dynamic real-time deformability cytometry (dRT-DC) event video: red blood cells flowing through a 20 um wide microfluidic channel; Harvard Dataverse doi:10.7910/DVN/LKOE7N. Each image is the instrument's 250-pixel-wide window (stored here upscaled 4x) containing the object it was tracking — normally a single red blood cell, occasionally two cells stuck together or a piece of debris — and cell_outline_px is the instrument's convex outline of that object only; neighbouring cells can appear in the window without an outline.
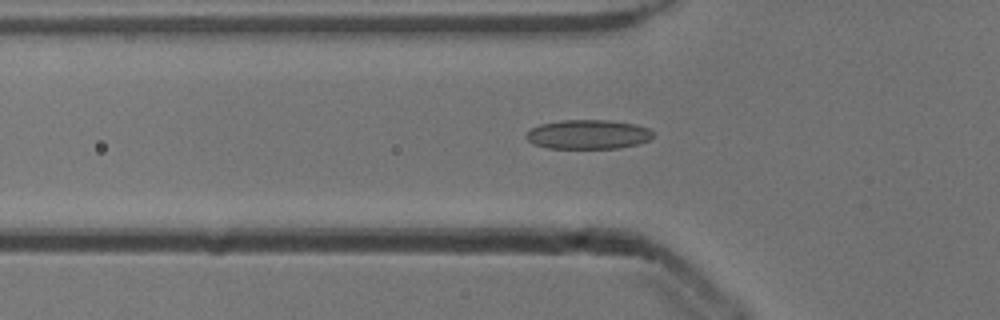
{"species": "common noctule bat (a hibernating species)", "species_latin": "Nyctalus noctula", "temperature_condition": "cold", "stored_images_in_passage": 24, "camera_frame_rate_fps": 3000, "um_per_image_px": 0.085, "animal": {"sex": "male", "body_mass_g": 13.3}, "frame": {"image": 1, "passage_image": 2, "time_ms": 0.333, "image_size_px": [1000, 320], "cell_outline_px": [[652, 136], [648, 140], [636, 144], [616, 148], [548, 148], [532, 144], [524, 136], [532, 128], [540, 124], [560, 120], [612, 120], [636, 124], [648, 128], [652, 132]], "centroid_in_image_um": [49.95, 11.41], "position_along_channel_um": 75.8, "area_um2": 21.62}}
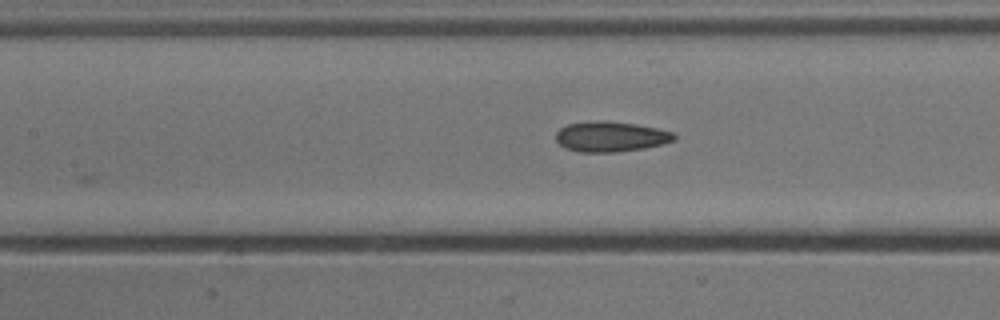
{"frame": {"image": 2, "passage_image": 8, "time_ms": 2.333, "image_size_px": [1000, 320], "cell_outline_px": [[676, 140], [644, 148], [616, 152], [580, 152], [568, 148], [560, 144], [556, 140], [556, 132], [560, 128], [568, 124], [600, 120], [608, 120], [636, 124], [656, 128], [672, 132], [676, 136]], "centroid_in_image_um": [51.91, 11.6], "position_along_channel_um": 155.5, "area_um2": 20.75}}
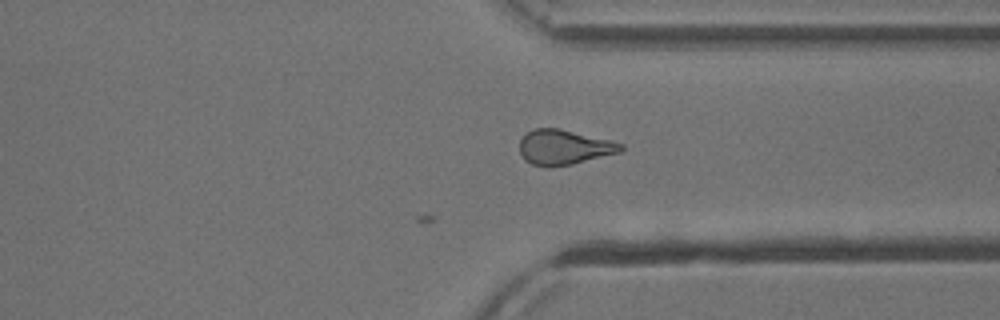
{"frame": {"image": 3, "passage_image": 24, "time_ms": 7.667, "image_size_px": [1000, 320], "cell_outline_px": [[624, 148], [620, 152], [572, 164], [548, 168], [532, 164], [524, 160], [520, 152], [520, 140], [532, 128], [556, 128], [608, 140], [624, 144]], "centroid_in_image_um": [47.91, 12.53], "position_along_channel_um": 363.5, "area_um2": 20.4}}